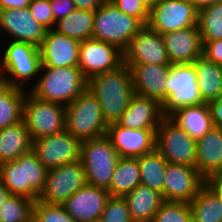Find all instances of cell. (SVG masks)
<instances>
[{"mask_svg":"<svg viewBox=\"0 0 222 222\" xmlns=\"http://www.w3.org/2000/svg\"><path fill=\"white\" fill-rule=\"evenodd\" d=\"M66 106L43 101L27 92L23 104V121L32 140L65 130Z\"/></svg>","mask_w":222,"mask_h":222,"instance_id":"8","label":"cell"},{"mask_svg":"<svg viewBox=\"0 0 222 222\" xmlns=\"http://www.w3.org/2000/svg\"><path fill=\"white\" fill-rule=\"evenodd\" d=\"M144 25L120 11L112 1L105 0L95 10L92 38L112 44L124 52Z\"/></svg>","mask_w":222,"mask_h":222,"instance_id":"5","label":"cell"},{"mask_svg":"<svg viewBox=\"0 0 222 222\" xmlns=\"http://www.w3.org/2000/svg\"><path fill=\"white\" fill-rule=\"evenodd\" d=\"M172 65L135 64L130 67L136 95L157 100L161 105L166 101V79Z\"/></svg>","mask_w":222,"mask_h":222,"instance_id":"21","label":"cell"},{"mask_svg":"<svg viewBox=\"0 0 222 222\" xmlns=\"http://www.w3.org/2000/svg\"><path fill=\"white\" fill-rule=\"evenodd\" d=\"M122 64L123 52L116 46L93 38L80 42L78 68L88 81Z\"/></svg>","mask_w":222,"mask_h":222,"instance_id":"14","label":"cell"},{"mask_svg":"<svg viewBox=\"0 0 222 222\" xmlns=\"http://www.w3.org/2000/svg\"><path fill=\"white\" fill-rule=\"evenodd\" d=\"M205 103L198 90L193 63L174 64L166 79V101L162 105L164 116L176 109Z\"/></svg>","mask_w":222,"mask_h":222,"instance_id":"9","label":"cell"},{"mask_svg":"<svg viewBox=\"0 0 222 222\" xmlns=\"http://www.w3.org/2000/svg\"><path fill=\"white\" fill-rule=\"evenodd\" d=\"M119 158L120 156L106 135L82 141L80 160L86 183L108 189Z\"/></svg>","mask_w":222,"mask_h":222,"instance_id":"7","label":"cell"},{"mask_svg":"<svg viewBox=\"0 0 222 222\" xmlns=\"http://www.w3.org/2000/svg\"><path fill=\"white\" fill-rule=\"evenodd\" d=\"M107 127L100 103L88 88L66 106L65 130L81 142L106 135Z\"/></svg>","mask_w":222,"mask_h":222,"instance_id":"6","label":"cell"},{"mask_svg":"<svg viewBox=\"0 0 222 222\" xmlns=\"http://www.w3.org/2000/svg\"><path fill=\"white\" fill-rule=\"evenodd\" d=\"M110 196L107 189L86 183L62 205L76 222H99Z\"/></svg>","mask_w":222,"mask_h":222,"instance_id":"20","label":"cell"},{"mask_svg":"<svg viewBox=\"0 0 222 222\" xmlns=\"http://www.w3.org/2000/svg\"><path fill=\"white\" fill-rule=\"evenodd\" d=\"M123 63L129 68L135 64L170 65L163 36L145 25L123 52Z\"/></svg>","mask_w":222,"mask_h":222,"instance_id":"15","label":"cell"},{"mask_svg":"<svg viewBox=\"0 0 222 222\" xmlns=\"http://www.w3.org/2000/svg\"><path fill=\"white\" fill-rule=\"evenodd\" d=\"M80 41L47 30L39 46L42 66L45 68L78 67Z\"/></svg>","mask_w":222,"mask_h":222,"instance_id":"19","label":"cell"},{"mask_svg":"<svg viewBox=\"0 0 222 222\" xmlns=\"http://www.w3.org/2000/svg\"><path fill=\"white\" fill-rule=\"evenodd\" d=\"M33 140L24 121L0 129V164L15 160L32 149Z\"/></svg>","mask_w":222,"mask_h":222,"instance_id":"27","label":"cell"},{"mask_svg":"<svg viewBox=\"0 0 222 222\" xmlns=\"http://www.w3.org/2000/svg\"><path fill=\"white\" fill-rule=\"evenodd\" d=\"M212 117L213 125H222V96L207 103Z\"/></svg>","mask_w":222,"mask_h":222,"instance_id":"43","label":"cell"},{"mask_svg":"<svg viewBox=\"0 0 222 222\" xmlns=\"http://www.w3.org/2000/svg\"><path fill=\"white\" fill-rule=\"evenodd\" d=\"M161 0H143V2L151 9L153 6L158 4Z\"/></svg>","mask_w":222,"mask_h":222,"instance_id":"49","label":"cell"},{"mask_svg":"<svg viewBox=\"0 0 222 222\" xmlns=\"http://www.w3.org/2000/svg\"><path fill=\"white\" fill-rule=\"evenodd\" d=\"M123 197L134 222H152L155 213L164 202L161 193L143 184H139Z\"/></svg>","mask_w":222,"mask_h":222,"instance_id":"26","label":"cell"},{"mask_svg":"<svg viewBox=\"0 0 222 222\" xmlns=\"http://www.w3.org/2000/svg\"><path fill=\"white\" fill-rule=\"evenodd\" d=\"M141 184L162 194L164 189V174L167 161L155 149L151 153L138 157Z\"/></svg>","mask_w":222,"mask_h":222,"instance_id":"33","label":"cell"},{"mask_svg":"<svg viewBox=\"0 0 222 222\" xmlns=\"http://www.w3.org/2000/svg\"><path fill=\"white\" fill-rule=\"evenodd\" d=\"M95 11L75 9L69 16L58 20L54 30L81 41L92 38Z\"/></svg>","mask_w":222,"mask_h":222,"instance_id":"31","label":"cell"},{"mask_svg":"<svg viewBox=\"0 0 222 222\" xmlns=\"http://www.w3.org/2000/svg\"><path fill=\"white\" fill-rule=\"evenodd\" d=\"M0 29L8 36L6 41L28 42L37 47L47 31L32 16L28 7L0 10Z\"/></svg>","mask_w":222,"mask_h":222,"instance_id":"18","label":"cell"},{"mask_svg":"<svg viewBox=\"0 0 222 222\" xmlns=\"http://www.w3.org/2000/svg\"><path fill=\"white\" fill-rule=\"evenodd\" d=\"M197 26L202 41L222 39V2L198 11Z\"/></svg>","mask_w":222,"mask_h":222,"instance_id":"34","label":"cell"},{"mask_svg":"<svg viewBox=\"0 0 222 222\" xmlns=\"http://www.w3.org/2000/svg\"><path fill=\"white\" fill-rule=\"evenodd\" d=\"M28 9L37 22L46 30L54 29V20L50 0H31Z\"/></svg>","mask_w":222,"mask_h":222,"instance_id":"40","label":"cell"},{"mask_svg":"<svg viewBox=\"0 0 222 222\" xmlns=\"http://www.w3.org/2000/svg\"><path fill=\"white\" fill-rule=\"evenodd\" d=\"M152 222H192L189 203L164 201Z\"/></svg>","mask_w":222,"mask_h":222,"instance_id":"36","label":"cell"},{"mask_svg":"<svg viewBox=\"0 0 222 222\" xmlns=\"http://www.w3.org/2000/svg\"><path fill=\"white\" fill-rule=\"evenodd\" d=\"M141 184L138 158L120 157L107 189L111 196L123 197Z\"/></svg>","mask_w":222,"mask_h":222,"instance_id":"30","label":"cell"},{"mask_svg":"<svg viewBox=\"0 0 222 222\" xmlns=\"http://www.w3.org/2000/svg\"><path fill=\"white\" fill-rule=\"evenodd\" d=\"M195 8L200 11L208 6L214 5L216 3L222 2V0H190Z\"/></svg>","mask_w":222,"mask_h":222,"instance_id":"47","label":"cell"},{"mask_svg":"<svg viewBox=\"0 0 222 222\" xmlns=\"http://www.w3.org/2000/svg\"><path fill=\"white\" fill-rule=\"evenodd\" d=\"M189 205L192 222H222V203L206 185L200 189Z\"/></svg>","mask_w":222,"mask_h":222,"instance_id":"32","label":"cell"},{"mask_svg":"<svg viewBox=\"0 0 222 222\" xmlns=\"http://www.w3.org/2000/svg\"><path fill=\"white\" fill-rule=\"evenodd\" d=\"M205 185L196 167L167 163L164 174V201L189 203Z\"/></svg>","mask_w":222,"mask_h":222,"instance_id":"16","label":"cell"},{"mask_svg":"<svg viewBox=\"0 0 222 222\" xmlns=\"http://www.w3.org/2000/svg\"><path fill=\"white\" fill-rule=\"evenodd\" d=\"M75 8L88 11H95L105 0H72Z\"/></svg>","mask_w":222,"mask_h":222,"instance_id":"45","label":"cell"},{"mask_svg":"<svg viewBox=\"0 0 222 222\" xmlns=\"http://www.w3.org/2000/svg\"><path fill=\"white\" fill-rule=\"evenodd\" d=\"M156 150L167 163L195 167L196 141L168 116L161 120L156 130Z\"/></svg>","mask_w":222,"mask_h":222,"instance_id":"10","label":"cell"},{"mask_svg":"<svg viewBox=\"0 0 222 222\" xmlns=\"http://www.w3.org/2000/svg\"><path fill=\"white\" fill-rule=\"evenodd\" d=\"M32 219L35 222H76L63 205L47 204L40 200L34 202Z\"/></svg>","mask_w":222,"mask_h":222,"instance_id":"37","label":"cell"},{"mask_svg":"<svg viewBox=\"0 0 222 222\" xmlns=\"http://www.w3.org/2000/svg\"><path fill=\"white\" fill-rule=\"evenodd\" d=\"M195 167L205 180L222 173V132L219 127H212L196 141Z\"/></svg>","mask_w":222,"mask_h":222,"instance_id":"24","label":"cell"},{"mask_svg":"<svg viewBox=\"0 0 222 222\" xmlns=\"http://www.w3.org/2000/svg\"><path fill=\"white\" fill-rule=\"evenodd\" d=\"M168 117L195 141L214 127L207 103L180 107Z\"/></svg>","mask_w":222,"mask_h":222,"instance_id":"25","label":"cell"},{"mask_svg":"<svg viewBox=\"0 0 222 222\" xmlns=\"http://www.w3.org/2000/svg\"><path fill=\"white\" fill-rule=\"evenodd\" d=\"M28 92L43 101L64 106L76 100L88 88V80L78 67L45 68Z\"/></svg>","mask_w":222,"mask_h":222,"instance_id":"2","label":"cell"},{"mask_svg":"<svg viewBox=\"0 0 222 222\" xmlns=\"http://www.w3.org/2000/svg\"><path fill=\"white\" fill-rule=\"evenodd\" d=\"M32 150L47 170L80 160L81 141L64 130L33 140Z\"/></svg>","mask_w":222,"mask_h":222,"instance_id":"13","label":"cell"},{"mask_svg":"<svg viewBox=\"0 0 222 222\" xmlns=\"http://www.w3.org/2000/svg\"><path fill=\"white\" fill-rule=\"evenodd\" d=\"M162 36L171 65L193 63L203 56V43L198 27H188Z\"/></svg>","mask_w":222,"mask_h":222,"instance_id":"22","label":"cell"},{"mask_svg":"<svg viewBox=\"0 0 222 222\" xmlns=\"http://www.w3.org/2000/svg\"><path fill=\"white\" fill-rule=\"evenodd\" d=\"M9 195H10L9 191L4 186L2 180L0 179V206L2 205V203H4V201Z\"/></svg>","mask_w":222,"mask_h":222,"instance_id":"48","label":"cell"},{"mask_svg":"<svg viewBox=\"0 0 222 222\" xmlns=\"http://www.w3.org/2000/svg\"><path fill=\"white\" fill-rule=\"evenodd\" d=\"M4 45V50L0 49V81L30 89L31 83L33 85L36 82L42 66L39 47L17 41H8Z\"/></svg>","mask_w":222,"mask_h":222,"instance_id":"3","label":"cell"},{"mask_svg":"<svg viewBox=\"0 0 222 222\" xmlns=\"http://www.w3.org/2000/svg\"><path fill=\"white\" fill-rule=\"evenodd\" d=\"M205 185L216 194L222 203V173L209 176L205 180Z\"/></svg>","mask_w":222,"mask_h":222,"instance_id":"44","label":"cell"},{"mask_svg":"<svg viewBox=\"0 0 222 222\" xmlns=\"http://www.w3.org/2000/svg\"><path fill=\"white\" fill-rule=\"evenodd\" d=\"M86 184L81 160L49 169L38 199L47 204L62 205L77 190Z\"/></svg>","mask_w":222,"mask_h":222,"instance_id":"11","label":"cell"},{"mask_svg":"<svg viewBox=\"0 0 222 222\" xmlns=\"http://www.w3.org/2000/svg\"><path fill=\"white\" fill-rule=\"evenodd\" d=\"M88 89L97 97L107 125L120 120L135 95L130 68L124 63L115 70L92 77Z\"/></svg>","mask_w":222,"mask_h":222,"instance_id":"1","label":"cell"},{"mask_svg":"<svg viewBox=\"0 0 222 222\" xmlns=\"http://www.w3.org/2000/svg\"><path fill=\"white\" fill-rule=\"evenodd\" d=\"M54 20L69 16L76 8L72 0H50Z\"/></svg>","mask_w":222,"mask_h":222,"instance_id":"42","label":"cell"},{"mask_svg":"<svg viewBox=\"0 0 222 222\" xmlns=\"http://www.w3.org/2000/svg\"><path fill=\"white\" fill-rule=\"evenodd\" d=\"M198 10L190 0H161L150 9L148 26L161 35L198 27Z\"/></svg>","mask_w":222,"mask_h":222,"instance_id":"12","label":"cell"},{"mask_svg":"<svg viewBox=\"0 0 222 222\" xmlns=\"http://www.w3.org/2000/svg\"><path fill=\"white\" fill-rule=\"evenodd\" d=\"M99 222H134L131 219L124 197L110 196L101 213Z\"/></svg>","mask_w":222,"mask_h":222,"instance_id":"38","label":"cell"},{"mask_svg":"<svg viewBox=\"0 0 222 222\" xmlns=\"http://www.w3.org/2000/svg\"><path fill=\"white\" fill-rule=\"evenodd\" d=\"M156 130L130 129L112 123L107 127L106 136L120 157L138 158L156 149Z\"/></svg>","mask_w":222,"mask_h":222,"instance_id":"17","label":"cell"},{"mask_svg":"<svg viewBox=\"0 0 222 222\" xmlns=\"http://www.w3.org/2000/svg\"><path fill=\"white\" fill-rule=\"evenodd\" d=\"M125 14L137 18L144 26L148 25L150 9L143 0H110Z\"/></svg>","mask_w":222,"mask_h":222,"instance_id":"39","label":"cell"},{"mask_svg":"<svg viewBox=\"0 0 222 222\" xmlns=\"http://www.w3.org/2000/svg\"><path fill=\"white\" fill-rule=\"evenodd\" d=\"M164 117L157 100L135 94L117 123L130 129L158 128Z\"/></svg>","mask_w":222,"mask_h":222,"instance_id":"23","label":"cell"},{"mask_svg":"<svg viewBox=\"0 0 222 222\" xmlns=\"http://www.w3.org/2000/svg\"><path fill=\"white\" fill-rule=\"evenodd\" d=\"M34 200L9 195L0 206V222H29L33 217Z\"/></svg>","mask_w":222,"mask_h":222,"instance_id":"35","label":"cell"},{"mask_svg":"<svg viewBox=\"0 0 222 222\" xmlns=\"http://www.w3.org/2000/svg\"><path fill=\"white\" fill-rule=\"evenodd\" d=\"M28 90L0 81V129L23 121V104Z\"/></svg>","mask_w":222,"mask_h":222,"instance_id":"29","label":"cell"},{"mask_svg":"<svg viewBox=\"0 0 222 222\" xmlns=\"http://www.w3.org/2000/svg\"><path fill=\"white\" fill-rule=\"evenodd\" d=\"M48 170L31 149L15 160L0 164V179L10 195L36 201L42 192Z\"/></svg>","mask_w":222,"mask_h":222,"instance_id":"4","label":"cell"},{"mask_svg":"<svg viewBox=\"0 0 222 222\" xmlns=\"http://www.w3.org/2000/svg\"><path fill=\"white\" fill-rule=\"evenodd\" d=\"M31 0H0V10L27 8Z\"/></svg>","mask_w":222,"mask_h":222,"instance_id":"46","label":"cell"},{"mask_svg":"<svg viewBox=\"0 0 222 222\" xmlns=\"http://www.w3.org/2000/svg\"><path fill=\"white\" fill-rule=\"evenodd\" d=\"M198 90L205 103L222 96V67L204 56L193 62Z\"/></svg>","mask_w":222,"mask_h":222,"instance_id":"28","label":"cell"},{"mask_svg":"<svg viewBox=\"0 0 222 222\" xmlns=\"http://www.w3.org/2000/svg\"><path fill=\"white\" fill-rule=\"evenodd\" d=\"M203 56L215 64L222 65V39L202 41Z\"/></svg>","mask_w":222,"mask_h":222,"instance_id":"41","label":"cell"}]
</instances>
